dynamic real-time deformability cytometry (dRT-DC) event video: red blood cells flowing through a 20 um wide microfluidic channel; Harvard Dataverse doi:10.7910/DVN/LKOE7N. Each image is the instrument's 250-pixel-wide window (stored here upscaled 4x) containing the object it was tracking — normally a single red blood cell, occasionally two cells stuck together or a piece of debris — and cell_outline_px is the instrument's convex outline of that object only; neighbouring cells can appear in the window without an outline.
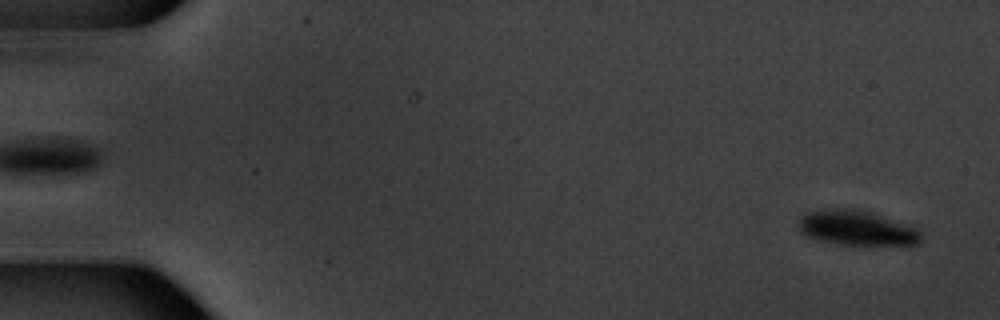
{"species": "common noctule bat (a hibernating species)", "species_latin": "Nyctalus noctula", "temperature_condition": "warm", "stored_images_in_passage": 5, "segment_of_instrument_passage": [2, 2], "camera_frame_rate_fps": 3000, "um_per_image_px": 0.085, "animal": {"sex": "male", "body_mass_g": 20.1, "forearm_length_mm": 53.5}, "frame": {"image": 1, "passage_image": 5, "time_ms": 4.667, "image_size_px": [1000, 320], "cell_outline_px": [[920, 244], [840, 244], [808, 236], [800, 232], [796, 220], [800, 216], [808, 212], [832, 208], [864, 208], [916, 224], [920, 228]], "centroid_in_image_um": [72.92, 19.31], "position_along_channel_um": 12.1, "area_um2": 25.72}}